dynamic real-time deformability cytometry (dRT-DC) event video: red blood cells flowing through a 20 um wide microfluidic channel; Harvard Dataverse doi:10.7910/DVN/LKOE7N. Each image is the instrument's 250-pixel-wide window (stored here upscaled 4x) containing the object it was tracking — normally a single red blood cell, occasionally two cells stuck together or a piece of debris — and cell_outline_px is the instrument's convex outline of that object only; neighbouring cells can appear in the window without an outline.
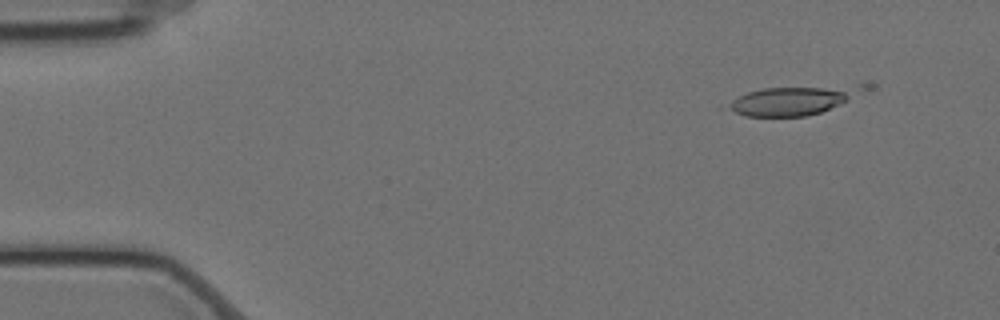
{"species": "Egyptian fruit bat (a non-hibernating species)", "species_latin": "Rousettus aegyptiacus", "temperature_condition": "cold", "stored_images_in_passage": 24, "camera_frame_rate_fps": 3000, "um_per_image_px": 0.085, "animal": {"sex": "female"}, "frame": {"image": 1, "passage_image": 6, "time_ms": 1.667, "image_size_px": [1000, 320], "cell_outline_px": [[876, 88], [840, 104], [820, 112], [808, 116], [744, 116], [716, 108], [720, 104], [748, 92], [764, 88], [876, 80]], "centroid_in_image_um": [67.65, 8.43], "position_along_channel_um": 17.3, "area_um2": 25.49}}
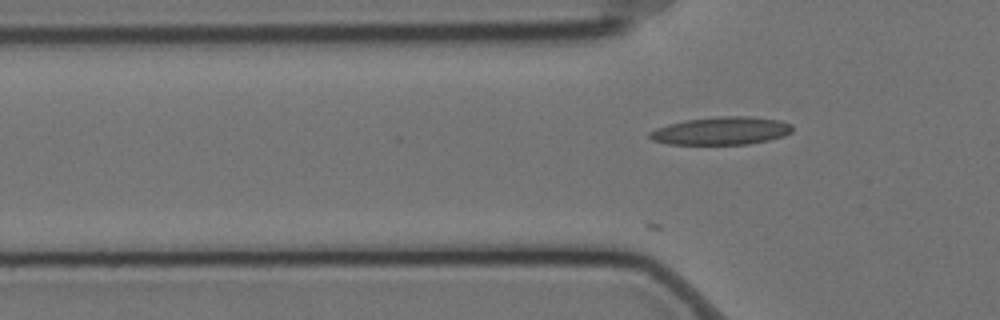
{"frame": {"image": 2, "passage_image": 18, "time_ms": 5.667, "image_size_px": [1000, 320], "cell_outline_px": [[792, 132], [784, 136], [768, 140], [748, 144], [668, 144], [652, 140], [648, 136], [648, 132], [656, 128], [668, 124], [688, 120], [720, 116], [748, 116], [780, 120], [792, 124]], "centroid_in_image_um": [61.32, 11.12], "position_along_channel_um": 64.5, "area_um2": 23.18}}
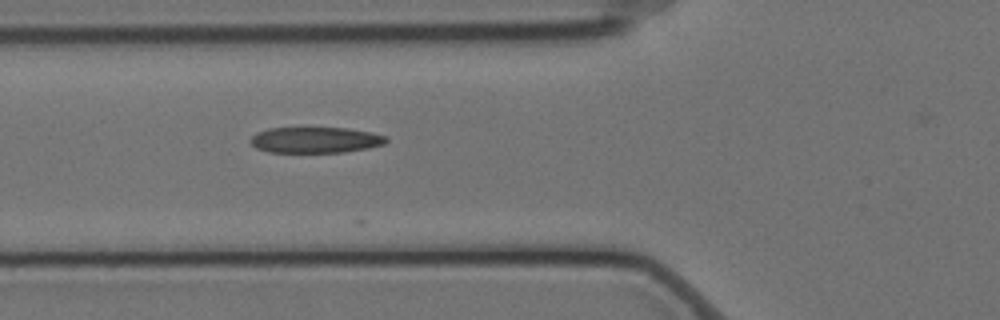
{"frame": {"image": 3, "passage_image": 21, "time_ms": 6.667, "image_size_px": [1000, 320], "cell_outline_px": [[388, 140], [384, 144], [368, 148], [344, 152], [268, 152], [256, 148], [248, 140], [256, 132], [268, 128], [348, 128], [372, 132], [388, 136]], "centroid_in_image_um": [26.81, 11.89], "position_along_channel_um": 99.0, "area_um2": 20.63}}